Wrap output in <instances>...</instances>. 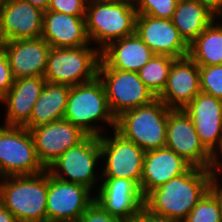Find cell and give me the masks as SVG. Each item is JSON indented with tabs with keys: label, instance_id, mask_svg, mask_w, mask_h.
I'll list each match as a JSON object with an SVG mask.
<instances>
[{
	"label": "cell",
	"instance_id": "obj_1",
	"mask_svg": "<svg viewBox=\"0 0 222 222\" xmlns=\"http://www.w3.org/2000/svg\"><path fill=\"white\" fill-rule=\"evenodd\" d=\"M211 177L210 169L192 166L149 192L144 197V207L154 214L182 222L208 191Z\"/></svg>",
	"mask_w": 222,
	"mask_h": 222
},
{
	"label": "cell",
	"instance_id": "obj_2",
	"mask_svg": "<svg viewBox=\"0 0 222 222\" xmlns=\"http://www.w3.org/2000/svg\"><path fill=\"white\" fill-rule=\"evenodd\" d=\"M64 119L88 136L99 137L104 131L108 132L104 130L105 123L112 130L116 128V118L111 112L103 82L98 76L92 81L70 86Z\"/></svg>",
	"mask_w": 222,
	"mask_h": 222
},
{
	"label": "cell",
	"instance_id": "obj_3",
	"mask_svg": "<svg viewBox=\"0 0 222 222\" xmlns=\"http://www.w3.org/2000/svg\"><path fill=\"white\" fill-rule=\"evenodd\" d=\"M0 203L18 222H47L48 171L0 178Z\"/></svg>",
	"mask_w": 222,
	"mask_h": 222
},
{
	"label": "cell",
	"instance_id": "obj_4",
	"mask_svg": "<svg viewBox=\"0 0 222 222\" xmlns=\"http://www.w3.org/2000/svg\"><path fill=\"white\" fill-rule=\"evenodd\" d=\"M137 11L129 0H88L86 30L101 51L109 43L135 33Z\"/></svg>",
	"mask_w": 222,
	"mask_h": 222
},
{
	"label": "cell",
	"instance_id": "obj_5",
	"mask_svg": "<svg viewBox=\"0 0 222 222\" xmlns=\"http://www.w3.org/2000/svg\"><path fill=\"white\" fill-rule=\"evenodd\" d=\"M170 108L158 97L152 102L123 112L115 130L144 151L166 147Z\"/></svg>",
	"mask_w": 222,
	"mask_h": 222
},
{
	"label": "cell",
	"instance_id": "obj_6",
	"mask_svg": "<svg viewBox=\"0 0 222 222\" xmlns=\"http://www.w3.org/2000/svg\"><path fill=\"white\" fill-rule=\"evenodd\" d=\"M92 44L75 48H51L44 73L46 82L76 86L98 76L100 51Z\"/></svg>",
	"mask_w": 222,
	"mask_h": 222
},
{
	"label": "cell",
	"instance_id": "obj_7",
	"mask_svg": "<svg viewBox=\"0 0 222 222\" xmlns=\"http://www.w3.org/2000/svg\"><path fill=\"white\" fill-rule=\"evenodd\" d=\"M100 160L99 137L87 136L78 145L62 153L46 170L53 177L83 185L92 191L102 179L96 172Z\"/></svg>",
	"mask_w": 222,
	"mask_h": 222
},
{
	"label": "cell",
	"instance_id": "obj_8",
	"mask_svg": "<svg viewBox=\"0 0 222 222\" xmlns=\"http://www.w3.org/2000/svg\"><path fill=\"white\" fill-rule=\"evenodd\" d=\"M46 168L39 161L33 136L23 126L0 125V178L36 175Z\"/></svg>",
	"mask_w": 222,
	"mask_h": 222
},
{
	"label": "cell",
	"instance_id": "obj_9",
	"mask_svg": "<svg viewBox=\"0 0 222 222\" xmlns=\"http://www.w3.org/2000/svg\"><path fill=\"white\" fill-rule=\"evenodd\" d=\"M98 77L103 82L108 104L115 118L157 98L145 86L137 72L109 68L101 59Z\"/></svg>",
	"mask_w": 222,
	"mask_h": 222
},
{
	"label": "cell",
	"instance_id": "obj_10",
	"mask_svg": "<svg viewBox=\"0 0 222 222\" xmlns=\"http://www.w3.org/2000/svg\"><path fill=\"white\" fill-rule=\"evenodd\" d=\"M112 133L99 136L101 159L105 160L102 178L130 179L140 187L145 151L115 129Z\"/></svg>",
	"mask_w": 222,
	"mask_h": 222
},
{
	"label": "cell",
	"instance_id": "obj_11",
	"mask_svg": "<svg viewBox=\"0 0 222 222\" xmlns=\"http://www.w3.org/2000/svg\"><path fill=\"white\" fill-rule=\"evenodd\" d=\"M94 199L88 187L60 180L48 172L47 222H77Z\"/></svg>",
	"mask_w": 222,
	"mask_h": 222
},
{
	"label": "cell",
	"instance_id": "obj_12",
	"mask_svg": "<svg viewBox=\"0 0 222 222\" xmlns=\"http://www.w3.org/2000/svg\"><path fill=\"white\" fill-rule=\"evenodd\" d=\"M166 147L175 151L192 166L211 168L213 155L201 143L190 116L183 109H170Z\"/></svg>",
	"mask_w": 222,
	"mask_h": 222
},
{
	"label": "cell",
	"instance_id": "obj_13",
	"mask_svg": "<svg viewBox=\"0 0 222 222\" xmlns=\"http://www.w3.org/2000/svg\"><path fill=\"white\" fill-rule=\"evenodd\" d=\"M30 132L38 159L45 168L66 150L78 145L88 136L65 119L34 127Z\"/></svg>",
	"mask_w": 222,
	"mask_h": 222
},
{
	"label": "cell",
	"instance_id": "obj_14",
	"mask_svg": "<svg viewBox=\"0 0 222 222\" xmlns=\"http://www.w3.org/2000/svg\"><path fill=\"white\" fill-rule=\"evenodd\" d=\"M95 202L106 212L131 222L144 206L139 186L130 179L102 178Z\"/></svg>",
	"mask_w": 222,
	"mask_h": 222
},
{
	"label": "cell",
	"instance_id": "obj_15",
	"mask_svg": "<svg viewBox=\"0 0 222 222\" xmlns=\"http://www.w3.org/2000/svg\"><path fill=\"white\" fill-rule=\"evenodd\" d=\"M135 33L155 55L177 58L188 56L189 45L171 19L137 15Z\"/></svg>",
	"mask_w": 222,
	"mask_h": 222
},
{
	"label": "cell",
	"instance_id": "obj_16",
	"mask_svg": "<svg viewBox=\"0 0 222 222\" xmlns=\"http://www.w3.org/2000/svg\"><path fill=\"white\" fill-rule=\"evenodd\" d=\"M183 110L201 143L213 155L222 145V100L201 91Z\"/></svg>",
	"mask_w": 222,
	"mask_h": 222
},
{
	"label": "cell",
	"instance_id": "obj_17",
	"mask_svg": "<svg viewBox=\"0 0 222 222\" xmlns=\"http://www.w3.org/2000/svg\"><path fill=\"white\" fill-rule=\"evenodd\" d=\"M44 11L25 0H0L2 31L7 41L42 36Z\"/></svg>",
	"mask_w": 222,
	"mask_h": 222
},
{
	"label": "cell",
	"instance_id": "obj_18",
	"mask_svg": "<svg viewBox=\"0 0 222 222\" xmlns=\"http://www.w3.org/2000/svg\"><path fill=\"white\" fill-rule=\"evenodd\" d=\"M200 92L199 65L186 56L173 61L166 87L158 98L170 109H183Z\"/></svg>",
	"mask_w": 222,
	"mask_h": 222
},
{
	"label": "cell",
	"instance_id": "obj_19",
	"mask_svg": "<svg viewBox=\"0 0 222 222\" xmlns=\"http://www.w3.org/2000/svg\"><path fill=\"white\" fill-rule=\"evenodd\" d=\"M191 167L190 163L167 147L145 151L139 187L143 197Z\"/></svg>",
	"mask_w": 222,
	"mask_h": 222
},
{
	"label": "cell",
	"instance_id": "obj_20",
	"mask_svg": "<svg viewBox=\"0 0 222 222\" xmlns=\"http://www.w3.org/2000/svg\"><path fill=\"white\" fill-rule=\"evenodd\" d=\"M4 49L14 79L44 77L51 46L42 37L7 41Z\"/></svg>",
	"mask_w": 222,
	"mask_h": 222
},
{
	"label": "cell",
	"instance_id": "obj_21",
	"mask_svg": "<svg viewBox=\"0 0 222 222\" xmlns=\"http://www.w3.org/2000/svg\"><path fill=\"white\" fill-rule=\"evenodd\" d=\"M45 83V78L40 76L14 80L10 90L0 99V103L7 108L4 125L24 127L30 121Z\"/></svg>",
	"mask_w": 222,
	"mask_h": 222
},
{
	"label": "cell",
	"instance_id": "obj_22",
	"mask_svg": "<svg viewBox=\"0 0 222 222\" xmlns=\"http://www.w3.org/2000/svg\"><path fill=\"white\" fill-rule=\"evenodd\" d=\"M41 37L51 48H75L91 44L85 17L47 10L43 13Z\"/></svg>",
	"mask_w": 222,
	"mask_h": 222
},
{
	"label": "cell",
	"instance_id": "obj_23",
	"mask_svg": "<svg viewBox=\"0 0 222 222\" xmlns=\"http://www.w3.org/2000/svg\"><path fill=\"white\" fill-rule=\"evenodd\" d=\"M155 54L134 33L109 43L100 59L112 69L138 72Z\"/></svg>",
	"mask_w": 222,
	"mask_h": 222
},
{
	"label": "cell",
	"instance_id": "obj_24",
	"mask_svg": "<svg viewBox=\"0 0 222 222\" xmlns=\"http://www.w3.org/2000/svg\"><path fill=\"white\" fill-rule=\"evenodd\" d=\"M70 86L46 82L33 107L30 121L24 126L34 127L64 119Z\"/></svg>",
	"mask_w": 222,
	"mask_h": 222
},
{
	"label": "cell",
	"instance_id": "obj_25",
	"mask_svg": "<svg viewBox=\"0 0 222 222\" xmlns=\"http://www.w3.org/2000/svg\"><path fill=\"white\" fill-rule=\"evenodd\" d=\"M217 17L195 0H179L172 22L184 41L190 45Z\"/></svg>",
	"mask_w": 222,
	"mask_h": 222
},
{
	"label": "cell",
	"instance_id": "obj_26",
	"mask_svg": "<svg viewBox=\"0 0 222 222\" xmlns=\"http://www.w3.org/2000/svg\"><path fill=\"white\" fill-rule=\"evenodd\" d=\"M218 21L215 19L189 45L188 56L199 66L222 64V22Z\"/></svg>",
	"mask_w": 222,
	"mask_h": 222
},
{
	"label": "cell",
	"instance_id": "obj_27",
	"mask_svg": "<svg viewBox=\"0 0 222 222\" xmlns=\"http://www.w3.org/2000/svg\"><path fill=\"white\" fill-rule=\"evenodd\" d=\"M175 58L154 55L137 73L145 86L158 97L165 89L170 67Z\"/></svg>",
	"mask_w": 222,
	"mask_h": 222
},
{
	"label": "cell",
	"instance_id": "obj_28",
	"mask_svg": "<svg viewBox=\"0 0 222 222\" xmlns=\"http://www.w3.org/2000/svg\"><path fill=\"white\" fill-rule=\"evenodd\" d=\"M182 222H221L219 206L213 195L207 191Z\"/></svg>",
	"mask_w": 222,
	"mask_h": 222
},
{
	"label": "cell",
	"instance_id": "obj_29",
	"mask_svg": "<svg viewBox=\"0 0 222 222\" xmlns=\"http://www.w3.org/2000/svg\"><path fill=\"white\" fill-rule=\"evenodd\" d=\"M179 0H134L138 15H149L154 18L172 19Z\"/></svg>",
	"mask_w": 222,
	"mask_h": 222
},
{
	"label": "cell",
	"instance_id": "obj_30",
	"mask_svg": "<svg viewBox=\"0 0 222 222\" xmlns=\"http://www.w3.org/2000/svg\"><path fill=\"white\" fill-rule=\"evenodd\" d=\"M200 90L222 100V64L199 66Z\"/></svg>",
	"mask_w": 222,
	"mask_h": 222
},
{
	"label": "cell",
	"instance_id": "obj_31",
	"mask_svg": "<svg viewBox=\"0 0 222 222\" xmlns=\"http://www.w3.org/2000/svg\"><path fill=\"white\" fill-rule=\"evenodd\" d=\"M88 0H50L47 11L85 17Z\"/></svg>",
	"mask_w": 222,
	"mask_h": 222
},
{
	"label": "cell",
	"instance_id": "obj_32",
	"mask_svg": "<svg viewBox=\"0 0 222 222\" xmlns=\"http://www.w3.org/2000/svg\"><path fill=\"white\" fill-rule=\"evenodd\" d=\"M77 222H128L123 218L106 212L97 202H94L80 216Z\"/></svg>",
	"mask_w": 222,
	"mask_h": 222
},
{
	"label": "cell",
	"instance_id": "obj_33",
	"mask_svg": "<svg viewBox=\"0 0 222 222\" xmlns=\"http://www.w3.org/2000/svg\"><path fill=\"white\" fill-rule=\"evenodd\" d=\"M14 77L4 48L0 49V99L10 90Z\"/></svg>",
	"mask_w": 222,
	"mask_h": 222
},
{
	"label": "cell",
	"instance_id": "obj_34",
	"mask_svg": "<svg viewBox=\"0 0 222 222\" xmlns=\"http://www.w3.org/2000/svg\"><path fill=\"white\" fill-rule=\"evenodd\" d=\"M131 222H181L179 220L170 219L150 212L144 206Z\"/></svg>",
	"mask_w": 222,
	"mask_h": 222
},
{
	"label": "cell",
	"instance_id": "obj_35",
	"mask_svg": "<svg viewBox=\"0 0 222 222\" xmlns=\"http://www.w3.org/2000/svg\"><path fill=\"white\" fill-rule=\"evenodd\" d=\"M219 179H220L219 177L218 178L211 177L208 191L213 195V197L218 203L220 216H221V222H222V183H221V180Z\"/></svg>",
	"mask_w": 222,
	"mask_h": 222
},
{
	"label": "cell",
	"instance_id": "obj_36",
	"mask_svg": "<svg viewBox=\"0 0 222 222\" xmlns=\"http://www.w3.org/2000/svg\"><path fill=\"white\" fill-rule=\"evenodd\" d=\"M199 4L205 6L210 10L216 17L222 19V0H195Z\"/></svg>",
	"mask_w": 222,
	"mask_h": 222
},
{
	"label": "cell",
	"instance_id": "obj_37",
	"mask_svg": "<svg viewBox=\"0 0 222 222\" xmlns=\"http://www.w3.org/2000/svg\"><path fill=\"white\" fill-rule=\"evenodd\" d=\"M222 145L220 148L213 154L212 165L210 168L211 175L214 178H218L219 174L222 173Z\"/></svg>",
	"mask_w": 222,
	"mask_h": 222
},
{
	"label": "cell",
	"instance_id": "obj_38",
	"mask_svg": "<svg viewBox=\"0 0 222 222\" xmlns=\"http://www.w3.org/2000/svg\"><path fill=\"white\" fill-rule=\"evenodd\" d=\"M0 222H18L15 216L0 203Z\"/></svg>",
	"mask_w": 222,
	"mask_h": 222
},
{
	"label": "cell",
	"instance_id": "obj_39",
	"mask_svg": "<svg viewBox=\"0 0 222 222\" xmlns=\"http://www.w3.org/2000/svg\"><path fill=\"white\" fill-rule=\"evenodd\" d=\"M34 6L41 8L43 11L47 10L50 0H25Z\"/></svg>",
	"mask_w": 222,
	"mask_h": 222
},
{
	"label": "cell",
	"instance_id": "obj_40",
	"mask_svg": "<svg viewBox=\"0 0 222 222\" xmlns=\"http://www.w3.org/2000/svg\"><path fill=\"white\" fill-rule=\"evenodd\" d=\"M6 43H7V40L5 39V36L2 31V24H1V18H0V49L4 48Z\"/></svg>",
	"mask_w": 222,
	"mask_h": 222
}]
</instances>
